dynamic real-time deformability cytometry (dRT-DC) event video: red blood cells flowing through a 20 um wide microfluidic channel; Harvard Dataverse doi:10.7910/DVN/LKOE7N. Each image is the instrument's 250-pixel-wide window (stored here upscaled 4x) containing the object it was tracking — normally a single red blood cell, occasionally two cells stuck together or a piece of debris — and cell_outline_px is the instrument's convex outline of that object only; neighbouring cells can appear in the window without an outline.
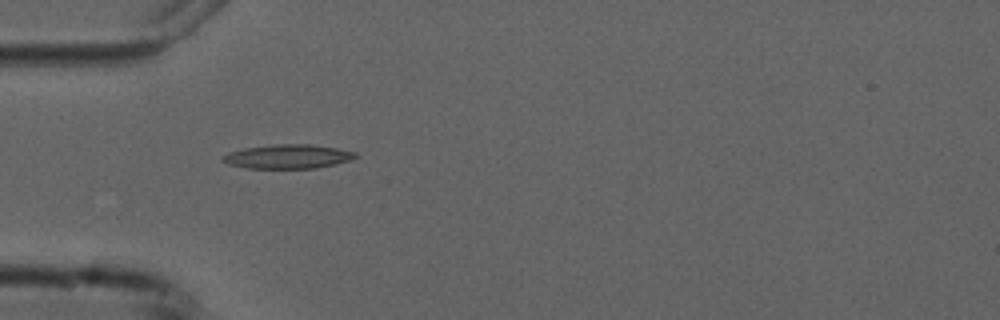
{"species": "common noctule bat (a hibernating species)", "species_latin": "Nyctalus noctula", "temperature_condition": "cold", "stored_images_in_passage": 2, "camera_frame_rate_fps": 3000, "um_per_image_px": 0.085, "animal": {"sex": "male", "forearm_length_mm": 52.5}, "frame": {"image": 1, "passage_image": 1, "time_ms": 0.0, "image_size_px": [1000, 320], "cell_outline_px": [[360, 156], [352, 160], [336, 164], [316, 168], [244, 168], [228, 164], [220, 160], [228, 152], [244, 148], [272, 144], [312, 144], [336, 148], [356, 152]], "centroid_in_image_um": [24.49, 13.3], "position_along_channel_um": 60.5, "area_um2": 18.84}}
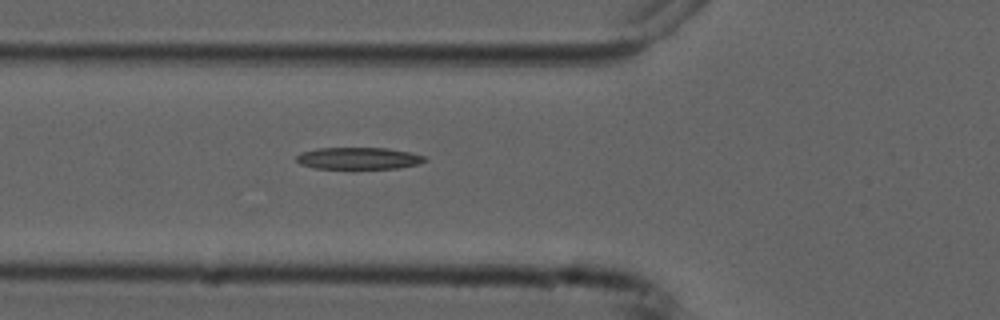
{"frame": {"image": 2, "passage_image": 2, "time_ms": 1.0, "image_size_px": [1000, 320], "cell_outline_px": [[428, 160], [416, 164], [400, 168], [316, 168], [300, 164], [296, 160], [296, 156], [300, 152], [316, 148], [388, 148], [408, 152], [424, 156]], "centroid_in_image_um": [30.44, 13.45], "position_along_channel_um": 95.4, "area_um2": 16.24}}